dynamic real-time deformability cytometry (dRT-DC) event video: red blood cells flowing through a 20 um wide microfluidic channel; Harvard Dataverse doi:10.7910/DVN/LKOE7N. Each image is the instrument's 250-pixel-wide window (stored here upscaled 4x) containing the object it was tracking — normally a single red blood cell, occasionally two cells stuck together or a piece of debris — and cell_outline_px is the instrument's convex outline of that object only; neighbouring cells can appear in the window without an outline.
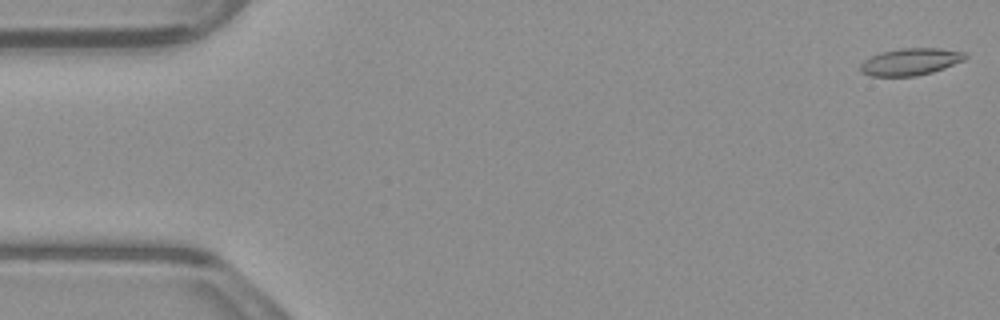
{"species": "common noctule bat (a hibernating species)", "species_latin": "Nyctalus noctula", "temperature_condition": "warm", "stored_images_in_passage": 53, "camera_frame_rate_fps": 3000, "um_per_image_px": 0.085, "animal": {"sex": "male", "body_mass_g": 23.1, "forearm_length_mm": 52.7}, "frame": {"image": 1, "passage_image": 1, "time_ms": 0.0, "image_size_px": [1000, 320], "cell_outline_px": [[968, 56], [964, 60], [944, 68], [932, 72], [916, 76], [872, 76], [860, 72], [860, 64], [864, 60], [880, 52], [900, 48], [940, 48], [968, 52]], "centroid_in_image_um": [77.41, 5.24], "position_along_channel_um": 7.6, "area_um2": 16.65}}
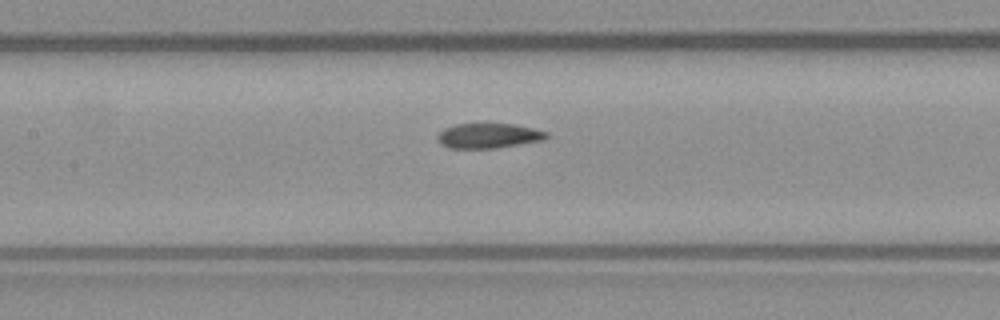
{"frame": {"image": 2, "passage_image": 24, "time_ms": 7.667, "image_size_px": [1000, 320], "cell_outline_px": [[548, 136], [544, 140], [496, 148], [448, 148], [440, 144], [436, 140], [436, 136], [444, 128], [456, 124], [516, 124], [548, 132]], "centroid_in_image_um": [41.5, 11.54], "position_along_channel_um": 165.9, "area_um2": 15.9}}
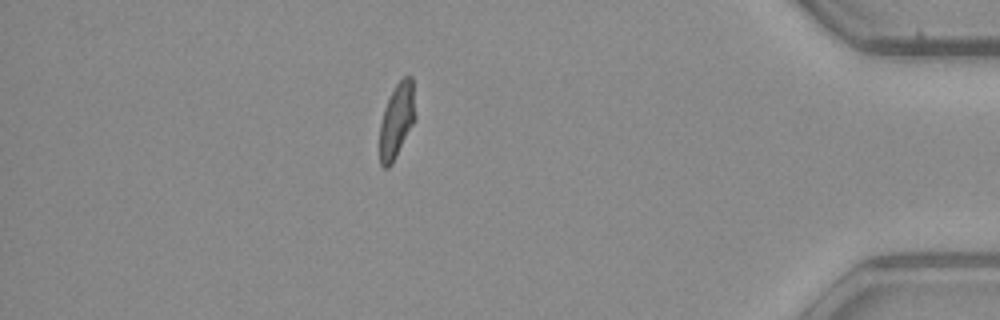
{"frame": {"image": 3, "passage_image": 46, "time_ms": 15.0, "image_size_px": [1000, 320], "cell_outline_px": [[416, 120], [392, 164], [388, 168], [384, 168], [380, 164], [380, 124], [384, 108], [396, 84], [404, 76], [412, 76], [416, 116]], "centroid_in_image_um": [33.74, 10.26], "position_along_channel_um": 401.5, "area_um2": 15.61}, "authors_computed_cell_mechanics": {"area_um2": 16.473, "velocity_mm_per_s": 3.8769, "shape_relaxation_time_tau1_ms": null, "shape_relaxation_time_tau2_ms": 2.3643, "deformation_change_tau1": null, "deformation_change_tau2": 0.0722}}